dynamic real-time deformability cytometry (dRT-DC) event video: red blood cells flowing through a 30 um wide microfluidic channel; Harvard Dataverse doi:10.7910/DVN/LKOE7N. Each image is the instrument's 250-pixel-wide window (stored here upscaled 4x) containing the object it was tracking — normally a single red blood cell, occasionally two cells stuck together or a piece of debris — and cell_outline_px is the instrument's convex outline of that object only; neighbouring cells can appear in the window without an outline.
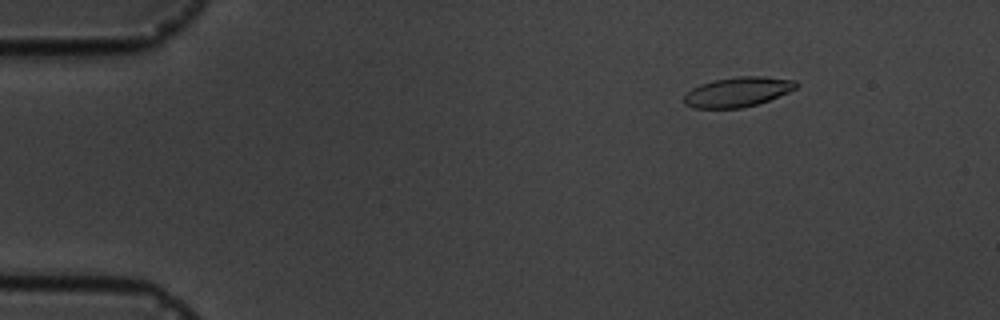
{"species": "common noctule bat (a hibernating species)", "species_latin": "Nyctalus noctula", "temperature_condition": "cold", "stored_images_in_passage": 4, "camera_frame_rate_fps": 3000, "um_per_image_px": 0.085, "animal": {"sex": "male", "body_mass_g": 19.5, "forearm_length_mm": 54.6}, "frame": {"image": 1, "passage_image": 2, "time_ms": 1.0, "image_size_px": [1000, 320], "cell_outline_px": [[800, 84], [796, 88], [788, 92], [768, 100], [756, 104], [740, 108], [692, 108], [684, 104], [684, 96], [692, 88], [700, 84], [716, 80], [740, 76], [760, 76], [796, 80]], "centroid_in_image_um": [62.71, 7.81], "position_along_channel_um": 22.3, "area_um2": 19.31}}
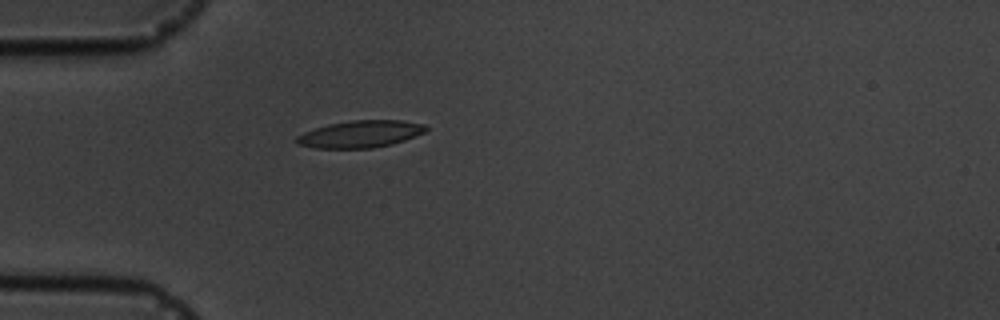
{"frame": {"image": 2, "passage_image": 4, "time_ms": 4.0, "image_size_px": [1000, 320], "cell_outline_px": [[428, 128], [424, 132], [416, 136], [392, 144], [372, 148], [316, 148], [296, 144], [296, 136], [304, 132], [328, 124], [352, 120], [404, 120], [424, 124]], "centroid_in_image_um": [30.64, 11.39], "position_along_channel_um": 54.4, "area_um2": 20.4}}